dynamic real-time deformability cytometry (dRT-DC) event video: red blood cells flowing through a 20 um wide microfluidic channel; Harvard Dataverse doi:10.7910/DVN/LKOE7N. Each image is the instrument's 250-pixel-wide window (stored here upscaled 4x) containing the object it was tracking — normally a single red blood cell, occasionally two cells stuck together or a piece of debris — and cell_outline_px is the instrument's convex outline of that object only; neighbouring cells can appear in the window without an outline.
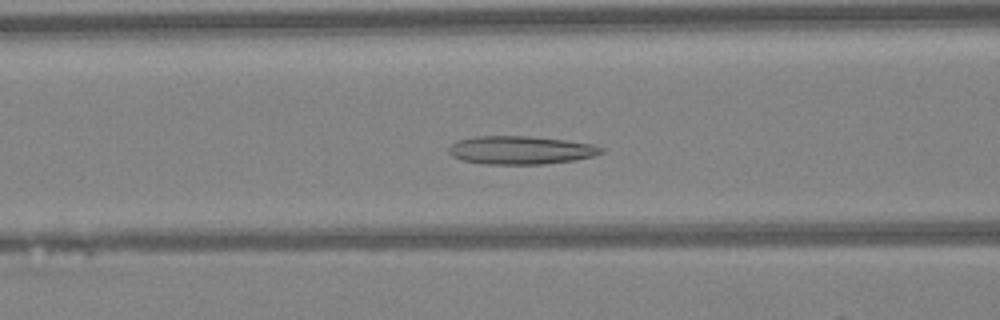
{"species": "Egyptian fruit bat (a non-hibernating species)", "species_latin": "Rousettus aegyptiacus", "temperature_condition": "warm", "stored_images_in_passage": 47, "camera_frame_rate_fps": 3000, "um_per_image_px": 0.085, "animal": {"sex": "female"}, "frame": {"image": 1, "passage_image": 18, "time_ms": 5.667, "image_size_px": [1000, 320], "cell_outline_px": [[604, 152], [592, 156], [576, 160], [544, 164], [484, 164], [460, 160], [452, 156], [448, 152], [448, 148], [456, 140], [472, 136], [528, 136], [564, 140], [592, 144], [604, 148]], "centroid_in_image_um": [44.22, 12.76], "position_along_channel_um": 122.4, "area_um2": 25.26}}
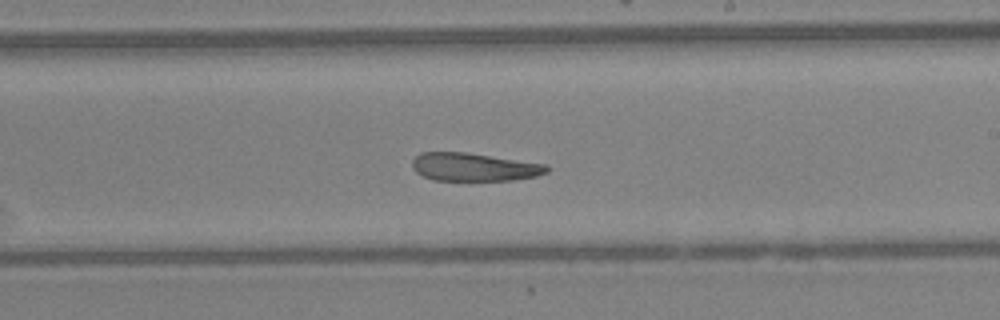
{"frame": {"image": 2, "passage_image": 27, "time_ms": 8.667, "image_size_px": [1000, 320], "cell_outline_px": [[548, 172], [536, 176], [512, 180], [432, 180], [416, 172], [412, 168], [412, 160], [420, 152], [468, 152], [548, 164]], "centroid_in_image_um": [40.3, 14.18], "position_along_channel_um": 248.7, "area_um2": 22.2}}
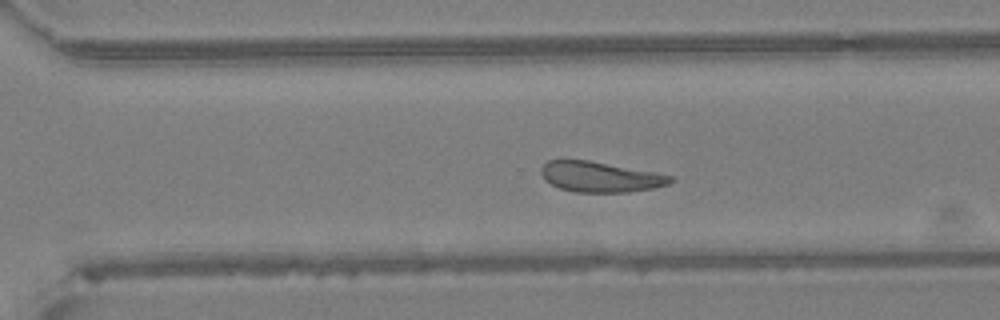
{"frame": {"image": 3, "passage_image": 32, "time_ms": 10.333, "image_size_px": [1000, 320], "cell_outline_px": [[676, 180], [668, 184], [652, 188], [628, 192], [576, 192], [560, 188], [544, 180], [540, 172], [540, 168], [548, 160], [588, 160], [656, 172], [672, 176]], "centroid_in_image_um": [51.02, 15.03], "position_along_channel_um": 319.6, "area_um2": 22.89}, "authors_computed_cell_mechanics": {"area_um2": 24.6806, "velocity_mm_per_s": 4.2322, "shape_relaxation_time_tau1_ms": null, "shape_relaxation_time_tau2_ms": 2.8972, "deformation_change_tau1": null, "deformation_change_tau2": 0.1224}}